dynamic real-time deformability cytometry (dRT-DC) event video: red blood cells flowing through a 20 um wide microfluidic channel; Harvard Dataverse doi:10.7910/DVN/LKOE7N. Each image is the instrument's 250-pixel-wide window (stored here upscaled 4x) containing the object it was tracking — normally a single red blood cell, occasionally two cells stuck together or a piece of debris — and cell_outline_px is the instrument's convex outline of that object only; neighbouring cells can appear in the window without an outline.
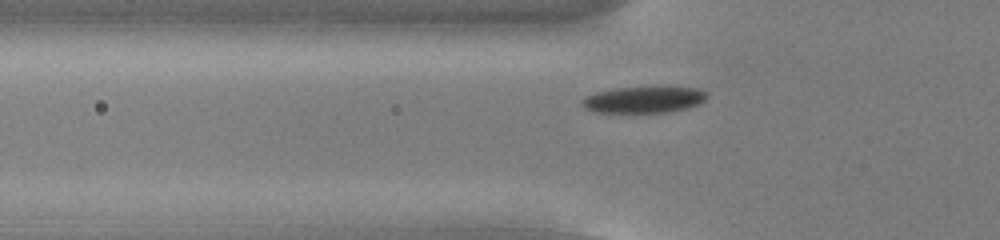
{"species": "common noctule bat (a hibernating species)", "species_latin": "Nyctalus noctula", "temperature_condition": "cold", "stored_images_in_passage": 42, "camera_frame_rate_fps": 3000, "um_per_image_px": 0.085, "animal": {"sex": "male", "body_mass_g": 13.0, "forearm_length_mm": 53.1}, "frame": {"image": 1, "passage_image": 6, "time_ms": 1.667, "image_size_px": [1000, 240], "cell_outline_px": [[708, 96], [700, 104], [688, 108], [668, 112], [592, 112], [580, 104], [580, 100], [596, 92], [616, 88], [700, 88], [708, 92]], "centroid_in_image_um": [54.74, 8.48], "position_along_channel_um": 71.1, "area_um2": 19.02}}
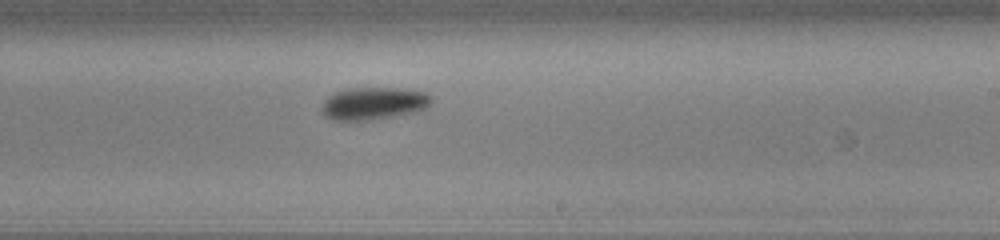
{"frame": {"image": 2, "passage_image": 21, "time_ms": 6.667, "image_size_px": [1000, 240], "cell_outline_px": [[432, 100], [424, 108], [416, 112], [368, 120], [332, 120], [324, 116], [320, 108], [324, 100], [328, 96], [344, 88], [400, 88], [424, 92], [432, 96]], "centroid_in_image_um": [31.71, 8.78], "position_along_channel_um": 257.3, "area_um2": 20.75}}
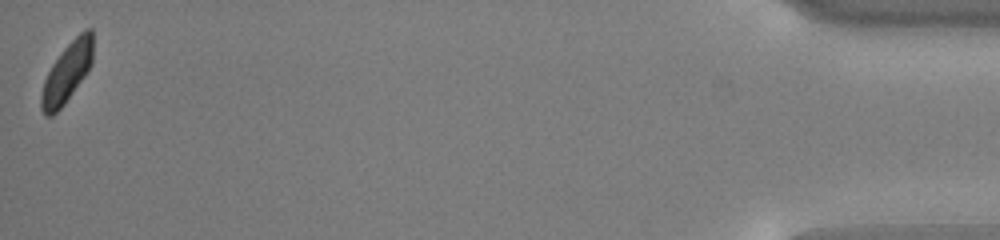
{"frame": {"image": 3, "passage_image": 42, "time_ms": 13.667, "image_size_px": [1000, 240], "cell_outline_px": [[92, 64], [84, 76], [64, 104], [52, 116], [44, 116], [40, 108], [40, 96], [44, 80], [52, 64], [60, 52], [84, 28], [92, 28]], "centroid_in_image_um": [5.67, 6.17], "position_along_channel_um": 429.5, "area_um2": 17.92}, "authors_computed_cell_mechanics": {"area_um2": 19.8543, "velocity_mm_per_s": 3.7402, "shape_relaxation_time_tau1_ms": 2.6945, "shape_relaxation_time_tau2_ms": null, "deformation_change_tau1": 0.0733, "deformation_change_tau2": null}}